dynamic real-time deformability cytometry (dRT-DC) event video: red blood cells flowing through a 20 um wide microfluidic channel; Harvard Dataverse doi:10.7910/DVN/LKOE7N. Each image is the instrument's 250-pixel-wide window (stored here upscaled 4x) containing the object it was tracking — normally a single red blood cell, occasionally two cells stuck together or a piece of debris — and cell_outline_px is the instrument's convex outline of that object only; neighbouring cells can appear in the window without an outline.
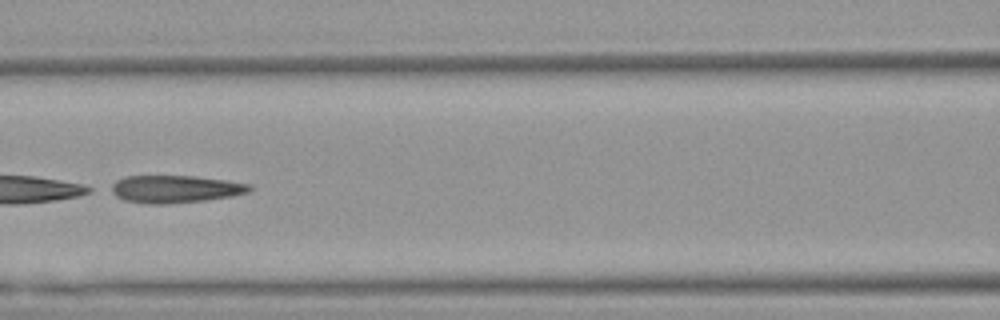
{"species": "Egyptian fruit bat (a non-hibernating species)", "species_latin": "Rousettus aegyptiacus", "temperature_condition": "warm", "stored_images_in_passage": 7, "camera_frame_rate_fps": 3000, "um_per_image_px": 0.085, "animal": {"sex": "female"}, "frame": {"image": 1, "passage_image": 6, "time_ms": 1.667, "image_size_px": [1000, 320], "cell_outline_px": [[252, 188], [248, 192], [232, 196], [204, 200], [164, 204], [148, 204], [124, 200], [108, 192], [104, 188], [116, 180], [124, 176], [196, 176], [252, 184]], "centroid_in_image_um": [14.79, 16.06], "position_along_channel_um": 151.8, "area_um2": 22.48}}
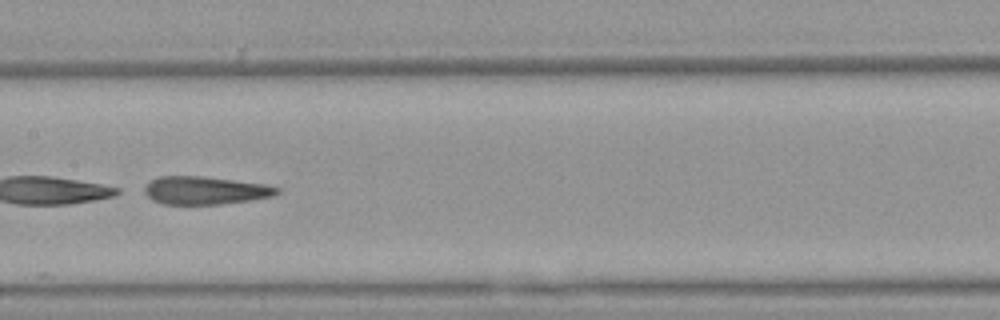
{"frame": {"image": 2, "passage_image": 7, "time_ms": 2.0, "image_size_px": [1000, 320], "cell_outline_px": [[280, 192], [272, 196], [252, 200], [220, 204], [164, 204], [152, 200], [144, 192], [144, 188], [148, 180], [160, 176], [204, 176], [268, 184], [280, 188]], "centroid_in_image_um": [17.44, 16.17], "position_along_channel_um": 190.0, "area_um2": 21.85}}